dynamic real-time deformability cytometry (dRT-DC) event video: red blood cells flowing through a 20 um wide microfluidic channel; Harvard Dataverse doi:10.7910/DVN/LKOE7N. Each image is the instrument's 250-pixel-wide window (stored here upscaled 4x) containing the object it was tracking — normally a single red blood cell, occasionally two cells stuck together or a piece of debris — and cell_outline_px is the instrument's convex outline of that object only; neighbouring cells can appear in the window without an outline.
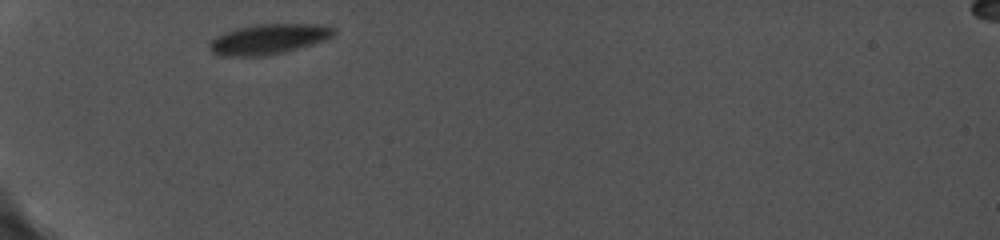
{"species": "common noctule bat (a hibernating species)", "species_latin": "Nyctalus noctula", "temperature_condition": "cold", "stored_images_in_passage": 27, "camera_frame_rate_fps": 5000, "um_per_image_px": 0.085, "animal": {"sex": "female", "body_mass_g": 19.0, "forearm_length_mm": 56.7}, "frame": {"image": 1, "passage_image": 1, "time_ms": 0.0, "image_size_px": [1000, 240], "cell_outline_px": [[336, 32], [332, 36], [324, 40], [312, 44], [284, 52], [268, 56], [220, 56], [212, 52], [208, 48], [208, 44], [216, 36], [224, 32], [256, 24], [316, 24], [336, 28]], "centroid_in_image_um": [22.81, 3.33], "position_along_channel_um": 62.2, "area_um2": 21.85}}
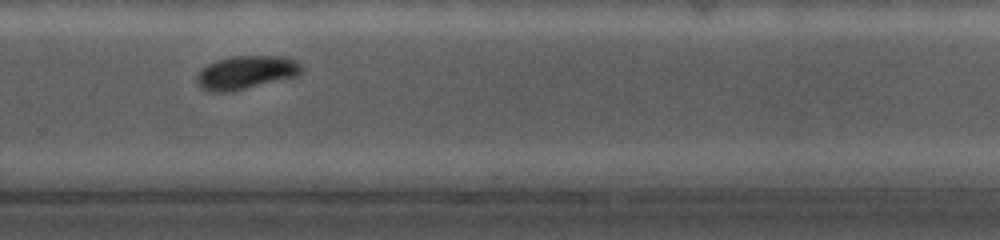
{"frame": {"image": 2, "passage_image": 17, "time_ms": 7.0, "image_size_px": [1000, 240], "cell_outline_px": [[304, 72], [300, 76], [232, 92], [208, 92], [196, 80], [196, 76], [208, 64], [216, 60], [236, 56], [284, 56], [296, 60], [304, 68]], "centroid_in_image_um": [21.01, 6.17], "position_along_channel_um": 308.8, "area_um2": 20.63}}
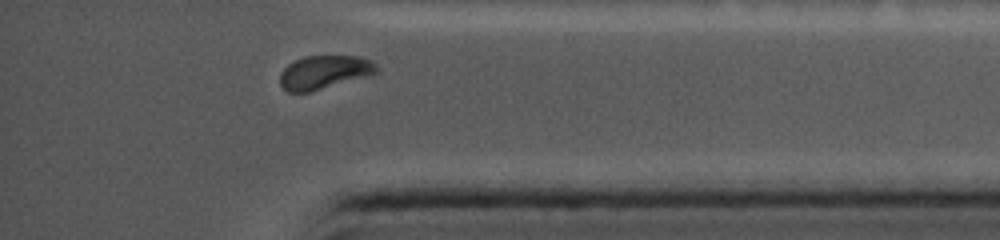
{"frame": {"image": 3, "passage_image": 24, "time_ms": 9.6, "image_size_px": [1000, 240], "cell_outline_px": [[380, 68], [376, 76], [308, 92], [288, 92], [280, 84], [280, 72], [288, 64], [304, 56], [356, 56], [372, 60]], "centroid_in_image_um": [27.66, 6.15], "position_along_channel_um": 407.5, "area_um2": 19.42}}